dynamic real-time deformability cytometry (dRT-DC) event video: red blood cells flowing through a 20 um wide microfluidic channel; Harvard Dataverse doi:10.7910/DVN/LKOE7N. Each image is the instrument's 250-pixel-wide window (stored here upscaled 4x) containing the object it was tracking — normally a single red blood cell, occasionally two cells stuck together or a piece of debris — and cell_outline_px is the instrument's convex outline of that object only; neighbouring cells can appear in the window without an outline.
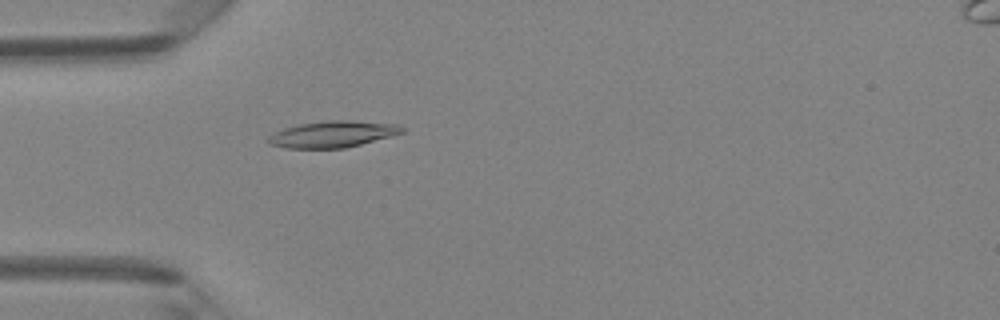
{"species": "Egyptian fruit bat (a non-hibernating species)", "species_latin": "Rousettus aegyptiacus", "temperature_condition": "room temperature", "stored_images_in_passage": 48, "camera_frame_rate_fps": 3000, "um_per_image_px": 0.085, "animal": {"sex": "female"}, "frame": {"image": 1, "passage_image": 15, "time_ms": 4.667, "image_size_px": [1000, 320], "cell_outline_px": [[404, 132], [392, 136], [344, 148], [284, 148], [268, 144], [268, 136], [284, 128], [296, 124], [328, 120], [352, 120], [396, 124], [404, 128]], "centroid_in_image_um": [28.26, 11.4], "position_along_channel_um": 56.7, "area_um2": 20.63}}
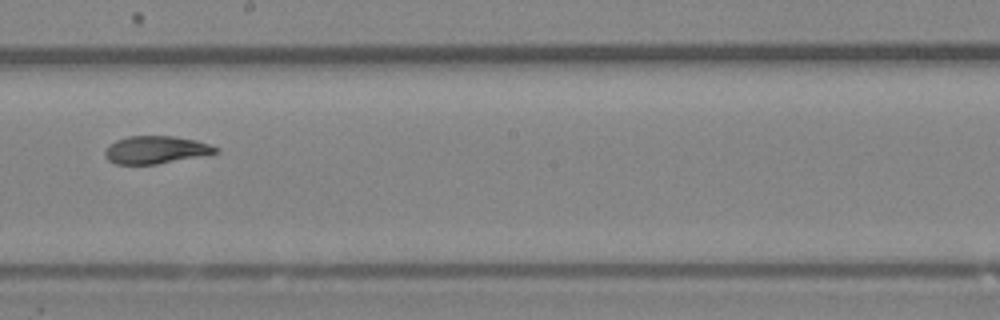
{"frame": {"image": 2, "passage_image": 28, "time_ms": 9.0, "image_size_px": [1000, 320], "cell_outline_px": [[220, 152], [156, 164], [116, 164], [108, 160], [104, 156], [104, 152], [108, 144], [116, 140], [128, 136], [172, 136], [196, 140], [220, 148]], "centroid_in_image_um": [13.21, 12.73], "position_along_channel_um": 235.0, "area_um2": 17.8}}
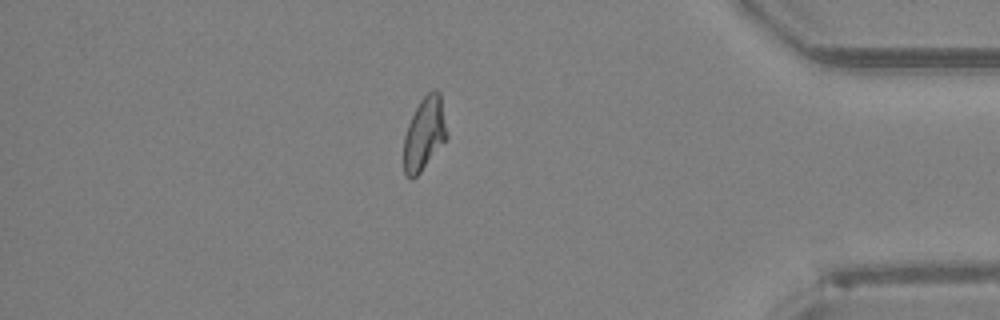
{"frame": {"image": 3, "passage_image": 42, "time_ms": 13.667, "image_size_px": [1000, 320], "cell_outline_px": [[448, 136], [420, 172], [412, 180], [404, 172], [404, 136], [408, 124], [420, 100], [432, 88], [436, 88], [440, 92], [448, 132]], "centroid_in_image_um": [36.08, 11.32], "position_along_channel_um": 399.1, "area_um2": 18.26}, "authors_computed_cell_mechanics": {"area_um2": 18.9873, "velocity_mm_per_s": 4.2382, "shape_relaxation_time_tau1_ms": null, "shape_relaxation_time_tau2_ms": 1.8516, "deformation_change_tau1": null, "deformation_change_tau2": 0.0635}}